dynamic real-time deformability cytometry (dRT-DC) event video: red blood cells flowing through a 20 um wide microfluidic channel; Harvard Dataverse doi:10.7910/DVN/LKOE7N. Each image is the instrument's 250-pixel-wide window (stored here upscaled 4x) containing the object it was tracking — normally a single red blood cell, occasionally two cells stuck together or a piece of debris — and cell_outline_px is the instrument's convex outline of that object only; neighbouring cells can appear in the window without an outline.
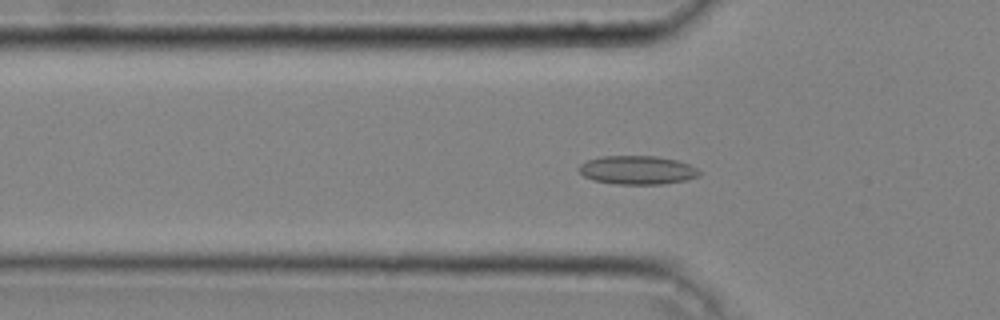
{"species": "common noctule bat (a hibernating species)", "species_latin": "Nyctalus noctula", "temperature_condition": "cold", "stored_images_in_passage": 47, "camera_frame_rate_fps": 3000, "um_per_image_px": 0.085, "animal": {"sex": "male", "body_mass_g": 20.4}, "frame": {"image": 1, "passage_image": 16, "time_ms": 5.0, "image_size_px": [1000, 320], "cell_outline_px": [[700, 176], [688, 180], [660, 184], [616, 184], [592, 180], [584, 176], [580, 172], [580, 164], [588, 160], [600, 156], [656, 156], [676, 160], [688, 164], [696, 168], [700, 172]], "centroid_in_image_um": [54.18, 14.46], "position_along_channel_um": 71.6, "area_um2": 20.06}}
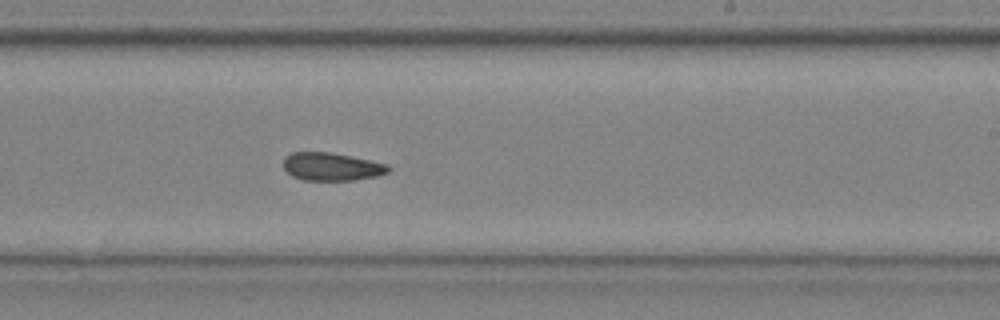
{"frame": {"image": 2, "passage_image": 30, "time_ms": 9.667, "image_size_px": [1000, 320], "cell_outline_px": [[392, 168], [388, 172], [376, 176], [352, 180], [304, 180], [292, 176], [284, 168], [284, 156], [292, 152], [328, 152], [352, 156], [388, 164]], "centroid_in_image_um": [28.19, 14.16], "position_along_channel_um": 260.8, "area_um2": 17.11}}
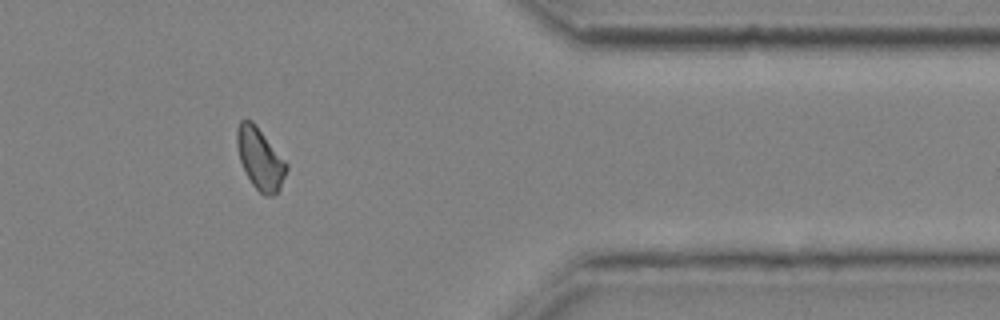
{"frame": {"image": 3, "passage_image": 41, "time_ms": 13.333, "image_size_px": [1000, 320], "cell_outline_px": [[288, 168], [280, 188], [272, 196], [264, 196], [252, 184], [240, 160], [236, 144], [236, 128], [240, 120], [252, 120], [256, 124], [288, 164]], "centroid_in_image_um": [22.1, 13.47], "position_along_channel_um": 389.3, "area_um2": 17.69}, "authors_computed_cell_mechanics": {"area_um2": 17.6868, "velocity_mm_per_s": 4.0569, "shape_relaxation_time_tau1_ms": null, "shape_relaxation_time_tau2_ms": 4.2466, "deformation_change_tau1": null, "deformation_change_tau2": 0.1089}}